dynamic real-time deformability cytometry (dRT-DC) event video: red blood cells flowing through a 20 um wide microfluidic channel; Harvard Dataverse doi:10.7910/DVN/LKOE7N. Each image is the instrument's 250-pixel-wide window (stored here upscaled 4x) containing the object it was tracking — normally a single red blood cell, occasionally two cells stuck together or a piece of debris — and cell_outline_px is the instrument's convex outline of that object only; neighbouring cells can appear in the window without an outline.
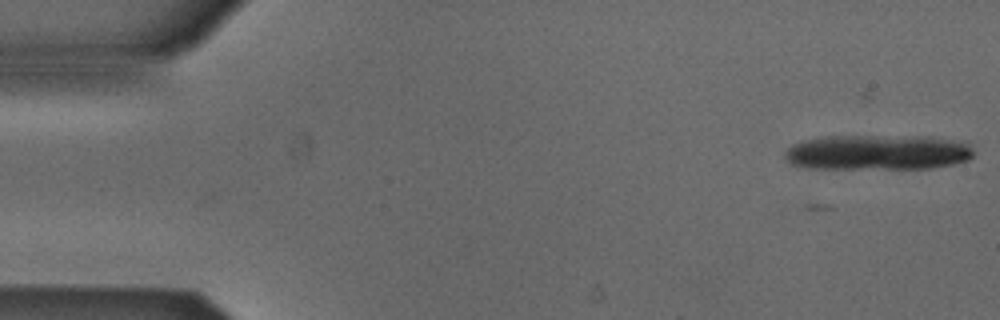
{"species": "Egyptian fruit bat (a non-hibernating species)", "species_latin": "Rousettus aegyptiacus", "temperature_condition": "cold", "stored_images_in_passage": 7, "camera_frame_rate_fps": 3000, "um_per_image_px": 0.085, "animal": {"sex": "male"}, "frame": {"image": 1, "passage_image": 1, "time_ms": 0.0, "image_size_px": [1000, 320], "cell_outline_px": [[972, 156], [968, 160], [952, 164], [932, 168], [804, 168], [792, 164], [784, 156], [784, 152], [792, 144], [804, 140], [820, 136], [928, 136], [968, 144], [972, 148]], "centroid_in_image_um": [74.54, 12.94], "position_along_channel_um": 10.5, "area_um2": 38.67}}